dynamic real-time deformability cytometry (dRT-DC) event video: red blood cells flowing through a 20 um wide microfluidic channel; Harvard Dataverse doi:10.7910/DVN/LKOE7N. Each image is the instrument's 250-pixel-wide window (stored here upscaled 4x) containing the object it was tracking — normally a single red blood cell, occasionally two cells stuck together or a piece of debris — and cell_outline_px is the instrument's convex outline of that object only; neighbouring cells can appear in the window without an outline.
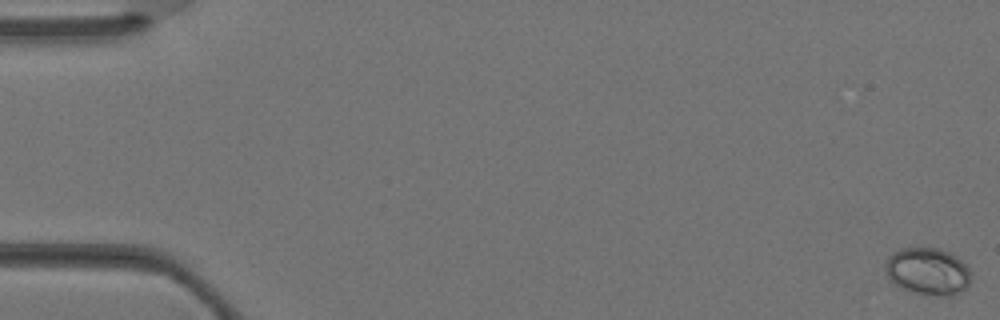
{"species": "Egyptian fruit bat (a non-hibernating species)", "species_latin": "Rousettus aegyptiacus", "temperature_condition": "warm", "stored_images_in_passage": 4, "camera_frame_rate_fps": 3000, "um_per_image_px": 0.085, "animal": {"sex": "female"}, "frame": {"image": 1, "passage_image": 1, "time_ms": 0.0, "image_size_px": [1000, 320], "cell_outline_px": [[972, 276], [968, 288], [952, 296], [940, 296], [916, 292], [900, 288], [892, 284], [884, 268], [884, 264], [888, 256], [892, 252], [900, 248], [940, 248], [956, 256], [972, 272]], "centroid_in_image_um": [78.86, 23.07], "position_along_channel_um": 6.1, "area_um2": 23.93}}
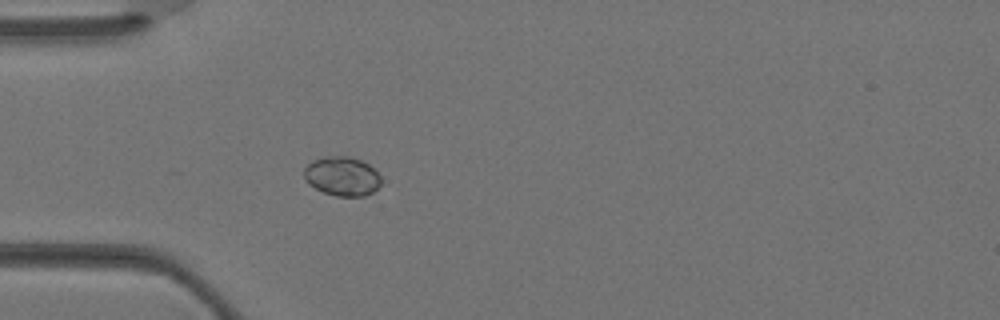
{"frame": {"image": 2, "passage_image": 4, "time_ms": 1.0, "image_size_px": [1000, 320], "cell_outline_px": [[380, 184], [372, 192], [364, 196], [336, 196], [324, 192], [308, 184], [304, 180], [304, 168], [312, 160], [324, 156], [348, 156], [360, 160], [368, 164], [380, 176]], "centroid_in_image_um": [29.04, 14.97], "position_along_channel_um": 56.0, "area_um2": 17.51}}